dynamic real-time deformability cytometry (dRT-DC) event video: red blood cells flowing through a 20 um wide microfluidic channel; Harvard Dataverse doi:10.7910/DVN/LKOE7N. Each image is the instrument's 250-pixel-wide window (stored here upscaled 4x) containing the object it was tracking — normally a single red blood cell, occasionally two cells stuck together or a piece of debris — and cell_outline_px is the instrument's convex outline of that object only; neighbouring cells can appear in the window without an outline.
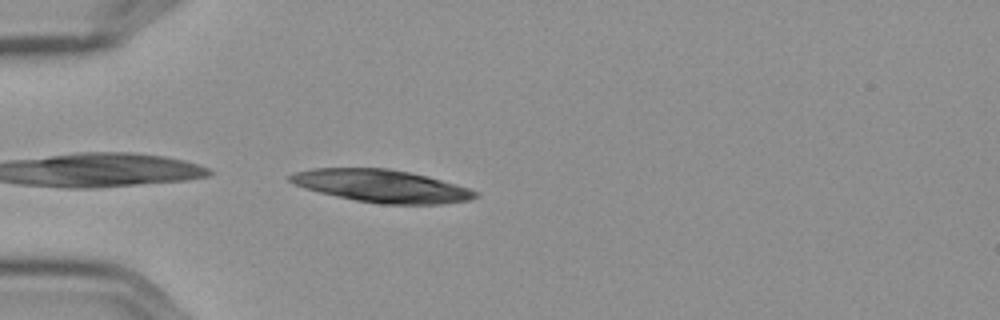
{"species": "Egyptian fruit bat (a non-hibernating species)", "species_latin": "Rousettus aegyptiacus", "temperature_condition": "cold", "stored_images_in_passage": 3, "camera_frame_rate_fps": 3000, "um_per_image_px": 0.085, "frame": {"image": 1, "passage_image": 3, "time_ms": 0.667, "image_size_px": [1000, 320], "cell_outline_px": [[480, 196], [468, 200], [444, 204], [380, 204], [356, 200], [336, 196], [304, 188], [292, 184], [288, 180], [288, 176], [292, 172], [312, 168], [388, 168], [408, 172], [440, 180], [468, 188], [480, 192]], "centroid_in_image_um": [32.4, 15.81], "position_along_channel_um": 52.6, "area_um2": 35.14}}